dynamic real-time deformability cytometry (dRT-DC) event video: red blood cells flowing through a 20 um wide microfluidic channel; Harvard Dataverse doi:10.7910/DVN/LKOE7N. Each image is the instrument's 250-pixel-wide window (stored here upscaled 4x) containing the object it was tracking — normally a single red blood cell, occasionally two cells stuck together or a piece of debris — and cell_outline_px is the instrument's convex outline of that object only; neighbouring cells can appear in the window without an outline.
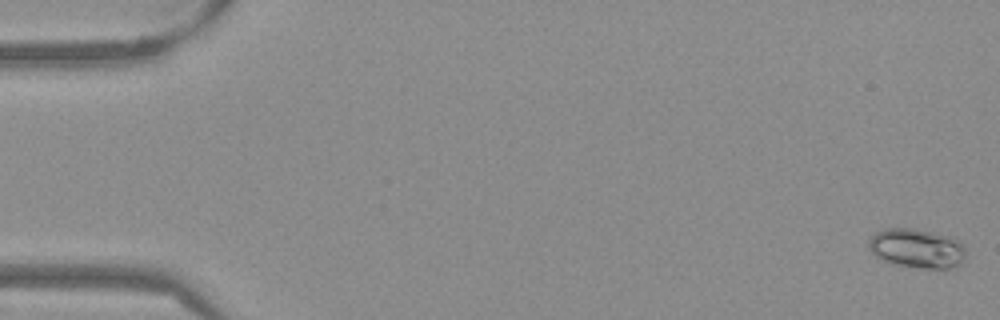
{"species": "Egyptian fruit bat (a non-hibernating species)", "species_latin": "Rousettus aegyptiacus", "temperature_condition": "warm", "stored_images_in_passage": 53, "camera_frame_rate_fps": 3000, "um_per_image_px": 0.085, "frame": {"image": 1, "passage_image": 1, "time_ms": 0.0, "image_size_px": [1000, 320], "cell_outline_px": [[964, 256], [960, 264], [956, 268], [920, 268], [896, 264], [884, 260], [876, 256], [868, 248], [868, 240], [876, 232], [884, 228], [912, 228], [952, 236], [960, 240], [964, 248]], "centroid_in_image_um": [77.94, 21.1], "position_along_channel_um": 7.1, "area_um2": 22.31}}
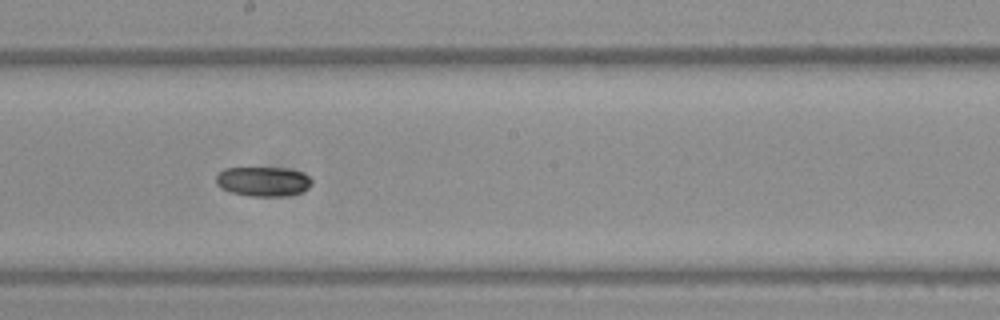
{"frame": {"image": 2, "passage_image": 30, "time_ms": 9.667, "image_size_px": [1000, 320], "cell_outline_px": [[312, 184], [308, 188], [300, 192], [284, 196], [252, 196], [232, 192], [220, 188], [216, 184], [216, 176], [224, 168], [284, 168], [304, 172], [312, 180]], "centroid_in_image_um": [22.37, 15.42], "position_along_channel_um": 225.8, "area_um2": 16.47}}
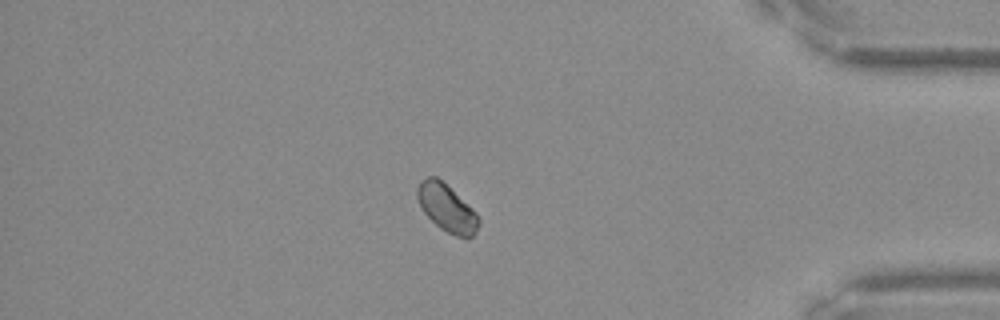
{"frame": {"image": 3, "passage_image": 46, "time_ms": 15.0, "image_size_px": [1000, 320], "cell_outline_px": [[480, 224], [476, 232], [472, 236], [456, 236], [440, 228], [424, 212], [416, 196], [416, 188], [420, 180], [428, 176], [436, 176], [472, 208], [476, 212], [480, 220]], "centroid_in_image_um": [37.96, 17.66], "position_along_channel_um": 397.2, "area_um2": 16.65}}